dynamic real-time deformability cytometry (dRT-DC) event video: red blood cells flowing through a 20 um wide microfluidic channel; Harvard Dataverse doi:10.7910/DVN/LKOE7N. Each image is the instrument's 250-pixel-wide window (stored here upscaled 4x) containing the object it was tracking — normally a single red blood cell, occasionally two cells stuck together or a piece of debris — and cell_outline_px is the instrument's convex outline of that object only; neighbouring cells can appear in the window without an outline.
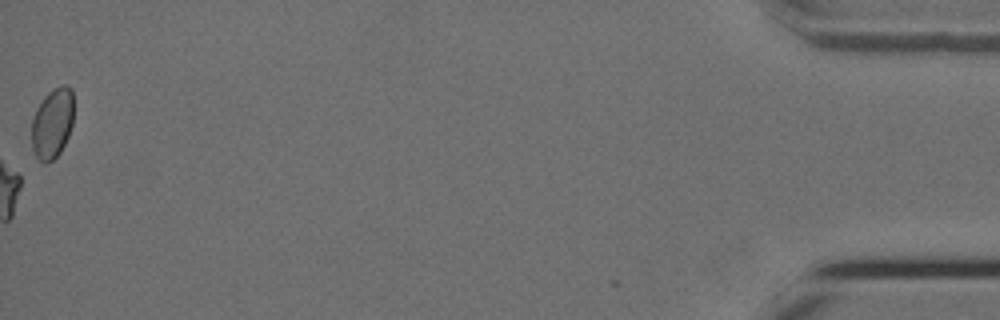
{"species": "Egyptian fruit bat (a non-hibernating species)", "species_latin": "Rousettus aegyptiacus", "temperature_condition": "cold", "stored_images_in_passage": 40, "camera_frame_rate_fps": 3000, "um_per_image_px": 0.085, "animal": {"sex": "female"}, "frame": {"image": 1, "passage_image": 40, "time_ms": 13.0, "image_size_px": [1000, 320], "cell_outline_px": [[72, 124], [68, 136], [60, 152], [52, 160], [44, 164], [36, 156], [32, 148], [32, 120], [36, 108], [44, 96], [48, 92], [60, 84], [64, 84], [72, 88]], "centroid_in_image_um": [4.44, 10.46], "position_along_channel_um": 430.8, "area_um2": 17.17}}